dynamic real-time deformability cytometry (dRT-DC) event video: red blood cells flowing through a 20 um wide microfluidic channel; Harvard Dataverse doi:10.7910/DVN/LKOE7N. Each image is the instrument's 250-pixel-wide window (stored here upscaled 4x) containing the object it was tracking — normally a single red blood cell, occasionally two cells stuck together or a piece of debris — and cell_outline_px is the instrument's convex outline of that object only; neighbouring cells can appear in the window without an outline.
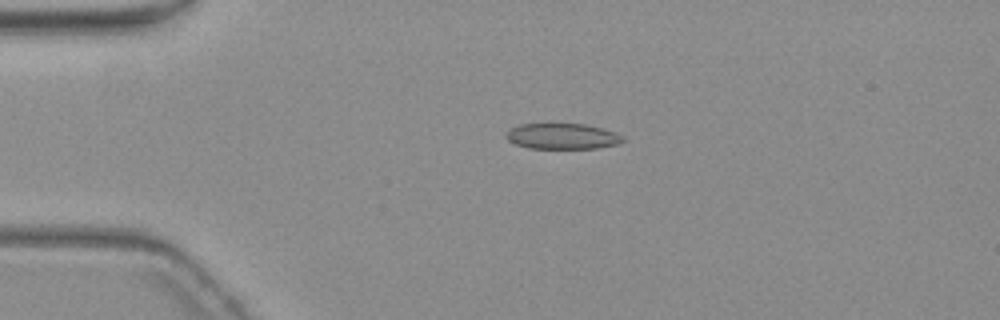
{"species": "common noctule bat (a hibernating species)", "species_latin": "Nyctalus noctula", "temperature_condition": "warm", "stored_images_in_passage": 4, "camera_frame_rate_fps": 3000, "um_per_image_px": 0.085, "animal": {"sex": "female", "body_mass_g": 19.3, "forearm_length_mm": 54.1}, "frame": {"image": 1, "passage_image": 3, "time_ms": 3.333, "image_size_px": [1000, 320], "cell_outline_px": [[624, 140], [616, 144], [596, 148], [528, 148], [516, 144], [508, 140], [504, 136], [512, 128], [520, 124], [544, 120], [584, 124], [604, 128], [616, 132], [624, 136]], "centroid_in_image_um": [47.76, 11.52], "position_along_channel_um": 37.2, "area_um2": 18.32}}